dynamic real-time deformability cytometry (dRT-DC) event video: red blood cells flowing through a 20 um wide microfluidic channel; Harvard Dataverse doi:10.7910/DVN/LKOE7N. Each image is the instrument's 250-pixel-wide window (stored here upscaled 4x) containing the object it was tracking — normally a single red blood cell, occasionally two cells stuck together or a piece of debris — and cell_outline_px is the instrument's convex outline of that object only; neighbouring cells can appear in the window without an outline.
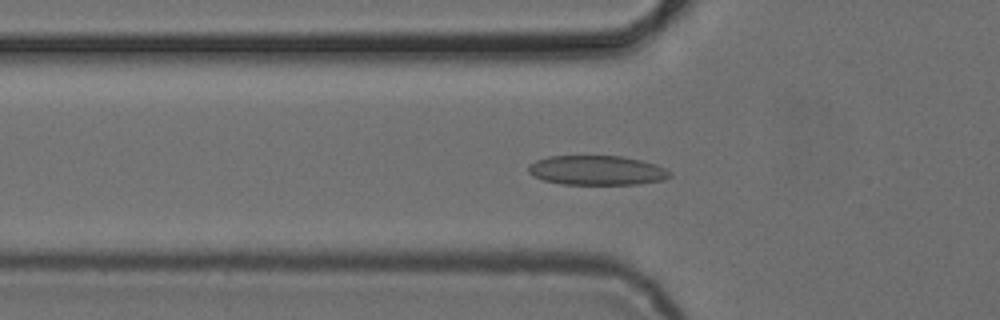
{"species": "common noctule bat (a hibernating species)", "species_latin": "Nyctalus noctula", "temperature_condition": "cold", "stored_images_in_passage": 52, "camera_frame_rate_fps": 3000, "um_per_image_px": 0.085, "animal": {"sex": "female", "body_mass_g": 24.6, "forearm_length_mm": 56.2}, "frame": {"image": 1, "passage_image": 17, "time_ms": 5.333, "image_size_px": [1000, 320], "cell_outline_px": [[672, 176], [664, 180], [640, 184], [560, 184], [544, 180], [532, 176], [528, 172], [528, 164], [536, 160], [548, 156], [620, 156], [640, 160], [656, 164], [672, 172]], "centroid_in_image_um": [50.73, 14.48], "position_along_channel_um": 75.1, "area_um2": 24.51}}
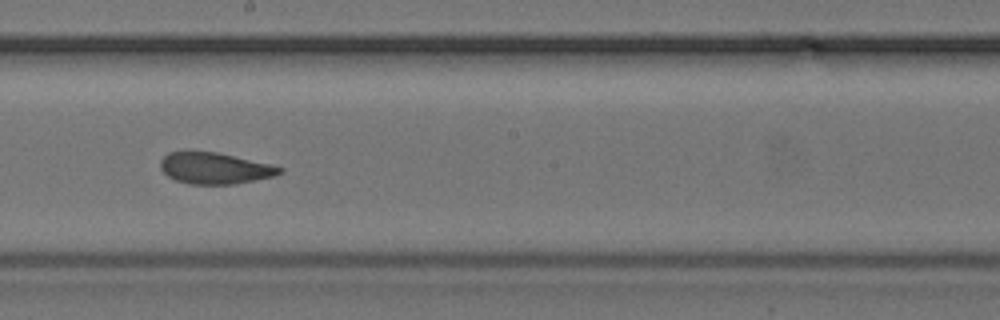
{"frame": {"image": 2, "passage_image": 29, "time_ms": 9.333, "image_size_px": [1000, 320], "cell_outline_px": [[284, 172], [272, 176], [232, 184], [188, 184], [176, 180], [168, 176], [160, 168], [160, 160], [168, 152], [216, 152], [268, 164], [284, 168]], "centroid_in_image_um": [18.21, 14.3], "position_along_channel_um": 230.0, "area_um2": 21.33}}
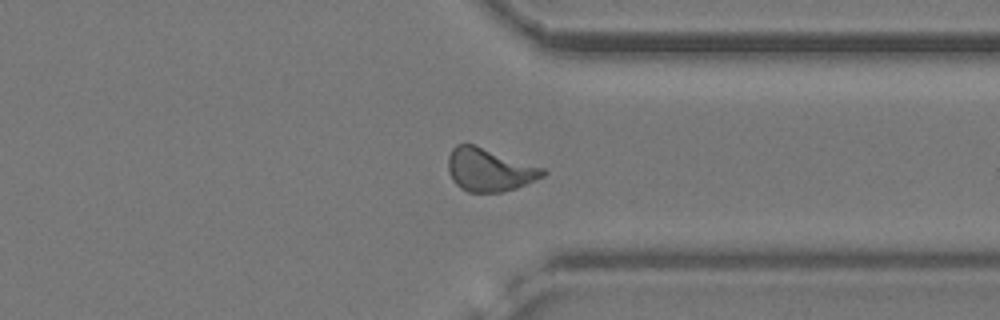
{"frame": {"image": 3, "passage_image": 40, "time_ms": 13.0, "image_size_px": [1000, 320], "cell_outline_px": [[548, 172], [544, 176], [516, 188], [500, 192], [468, 192], [460, 188], [452, 180], [448, 172], [448, 156], [452, 148], [456, 144], [472, 144], [544, 168]], "centroid_in_image_um": [41.57, 14.44], "position_along_channel_um": 369.8, "area_um2": 23.58}, "authors_computed_cell_mechanics": {"area_um2": 23.0044, "velocity_mm_per_s": 3.8448, "shape_relaxation_time_tau1_ms": 7.6161, "shape_relaxation_time_tau2_ms": 1.5693, "deformation_change_tau1": 0.1664, "deformation_change_tau2": 0.0822}}